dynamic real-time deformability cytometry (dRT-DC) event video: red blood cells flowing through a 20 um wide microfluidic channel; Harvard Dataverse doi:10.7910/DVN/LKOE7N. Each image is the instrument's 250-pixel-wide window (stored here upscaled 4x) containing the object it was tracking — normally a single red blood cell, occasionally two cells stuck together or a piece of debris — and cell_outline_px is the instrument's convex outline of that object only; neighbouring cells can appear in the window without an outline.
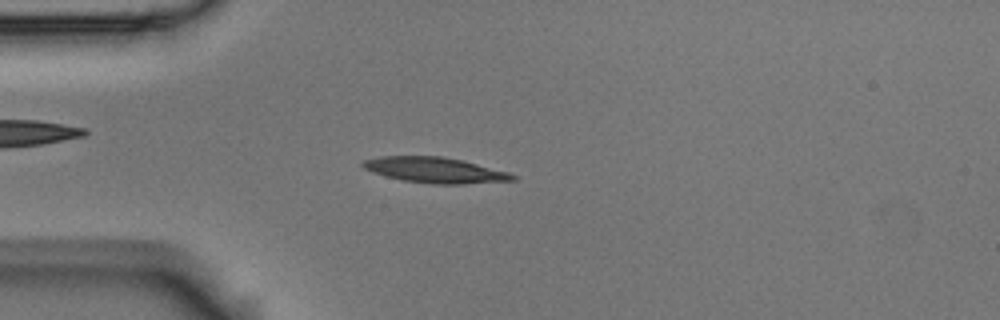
{"species": "Egyptian fruit bat (a non-hibernating species)", "species_latin": "Rousettus aegyptiacus", "temperature_condition": "room temperature", "stored_images_in_passage": 48, "camera_frame_rate_fps": 3000, "um_per_image_px": 0.085, "animal": {"sex": "male"}, "frame": {"image": 1, "passage_image": 8, "time_ms": 2.333, "image_size_px": [1000, 320], "cell_outline_px": [[516, 180], [464, 184], [432, 184], [404, 180], [384, 176], [372, 172], [364, 168], [360, 164], [364, 160], [380, 156], [444, 156], [508, 172], [516, 176]], "centroid_in_image_um": [36.94, 14.46], "position_along_channel_um": 48.1, "area_um2": 22.2}}
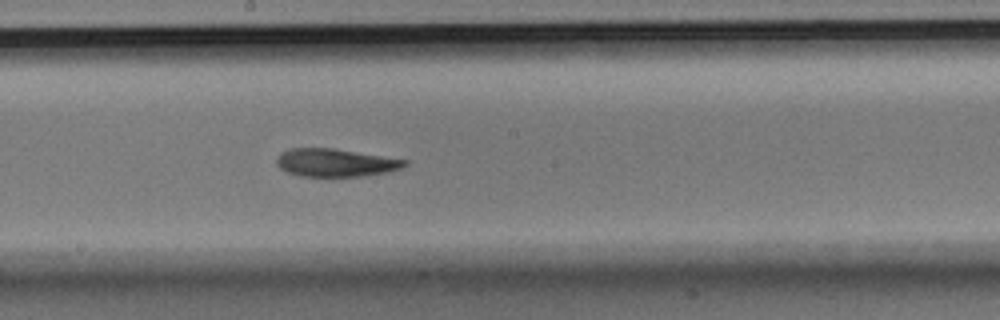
{"frame": {"image": 2, "passage_image": 23, "time_ms": 7.333, "image_size_px": [1000, 320], "cell_outline_px": [[408, 164], [400, 168], [388, 172], [360, 176], [300, 176], [288, 172], [280, 168], [276, 164], [276, 160], [280, 152], [288, 148], [332, 148], [408, 160]], "centroid_in_image_um": [28.48, 13.82], "position_along_channel_um": 219.7, "area_um2": 20.75}}
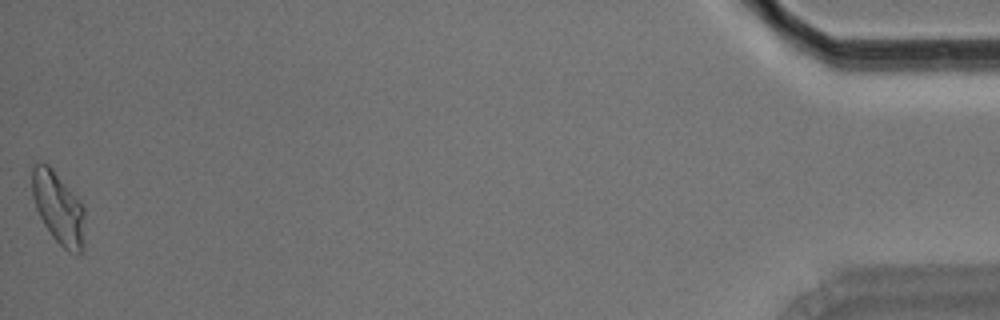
{"frame": {"image": 3, "passage_image": 48, "time_ms": 15.667, "image_size_px": [1000, 320], "cell_outline_px": [[84, 252], [76, 256], [68, 252], [52, 236], [44, 224], [36, 208], [32, 196], [32, 168], [40, 160], [48, 164], [52, 168], [84, 204]], "centroid_in_image_um": [4.99, 17.7], "position_along_channel_um": 430.2, "area_um2": 22.54}, "authors_computed_cell_mechanics": {"area_um2": 21.2415, "velocity_mm_per_s": 3.69, "shape_relaxation_time_tau1_ms": 5.2845, "shape_relaxation_time_tau2_ms": null, "deformation_change_tau1": 0.1776, "deformation_change_tau2": null}}